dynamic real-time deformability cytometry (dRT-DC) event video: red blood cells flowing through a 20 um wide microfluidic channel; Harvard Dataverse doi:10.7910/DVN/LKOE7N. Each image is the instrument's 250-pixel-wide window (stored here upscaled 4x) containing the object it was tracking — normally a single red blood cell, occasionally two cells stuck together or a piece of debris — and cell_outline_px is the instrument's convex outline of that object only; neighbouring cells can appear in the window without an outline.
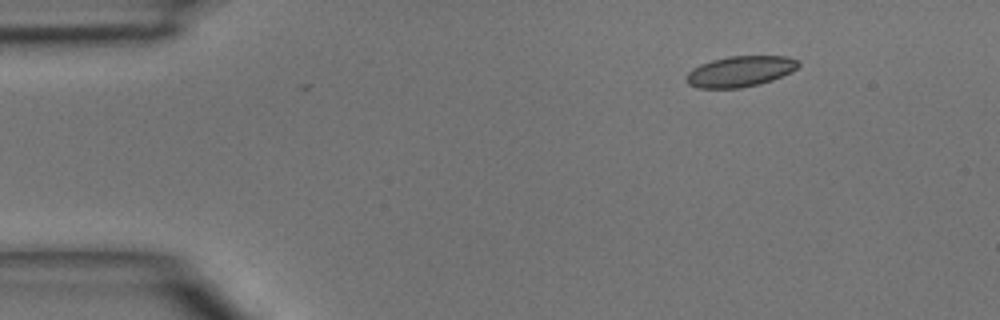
{"species": "common noctule bat (a hibernating species)", "species_latin": "Nyctalus noctula", "temperature_condition": "room temperature", "stored_images_in_passage": 41, "camera_frame_rate_fps": 3000, "um_per_image_px": 0.085, "animal": {"sex": "male", "body_mass_g": 15.6}, "frame": {"image": 1, "passage_image": 1, "time_ms": 0.0, "image_size_px": [1000, 320], "cell_outline_px": [[800, 64], [792, 72], [772, 80], [760, 84], [740, 88], [696, 88], [688, 84], [684, 76], [692, 68], [700, 64], [712, 60], [728, 56], [788, 56], [800, 60]], "centroid_in_image_um": [62.91, 6.07], "position_along_channel_um": 22.1, "area_um2": 20.35}}
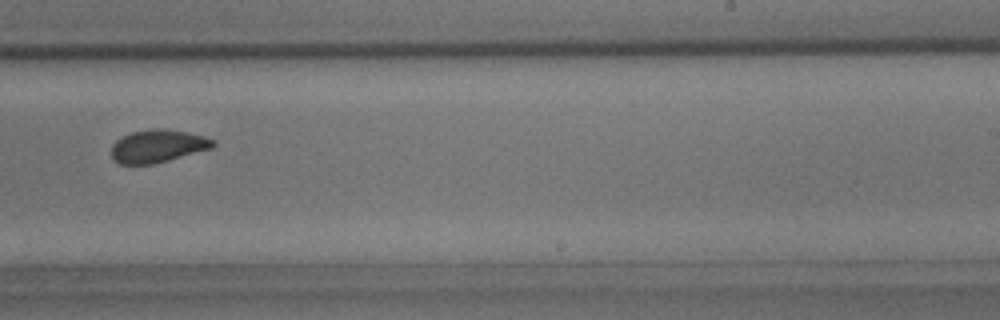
{"frame": {"image": 2, "passage_image": 24, "time_ms": 7.667, "image_size_px": [1000, 320], "cell_outline_px": [[216, 144], [212, 148], [168, 160], [152, 164], [120, 164], [112, 160], [112, 144], [116, 140], [132, 132], [184, 132], [204, 136], [216, 140]], "centroid_in_image_um": [13.4, 12.48], "position_along_channel_um": 275.6, "area_um2": 18.44}}
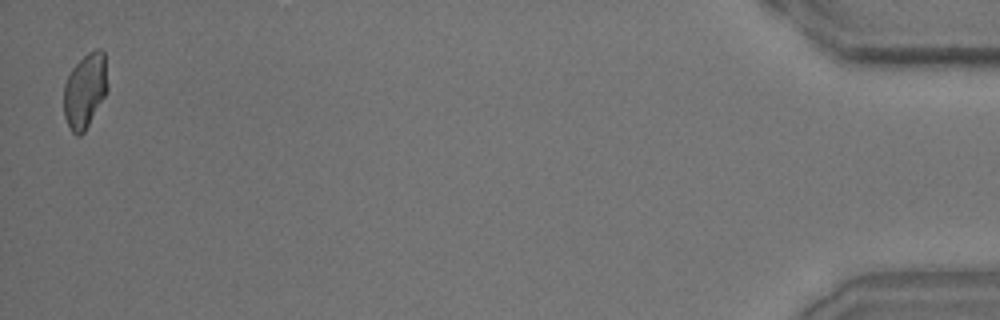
{"frame": {"image": 3, "passage_image": 41, "time_ms": 13.333, "image_size_px": [1000, 320], "cell_outline_px": [[108, 88], [104, 96], [84, 132], [80, 136], [76, 136], [72, 132], [64, 116], [64, 84], [72, 68], [88, 52], [96, 48], [100, 48], [104, 52]], "centroid_in_image_um": [7.22, 7.69], "position_along_channel_um": 428.0, "area_um2": 18.9}}